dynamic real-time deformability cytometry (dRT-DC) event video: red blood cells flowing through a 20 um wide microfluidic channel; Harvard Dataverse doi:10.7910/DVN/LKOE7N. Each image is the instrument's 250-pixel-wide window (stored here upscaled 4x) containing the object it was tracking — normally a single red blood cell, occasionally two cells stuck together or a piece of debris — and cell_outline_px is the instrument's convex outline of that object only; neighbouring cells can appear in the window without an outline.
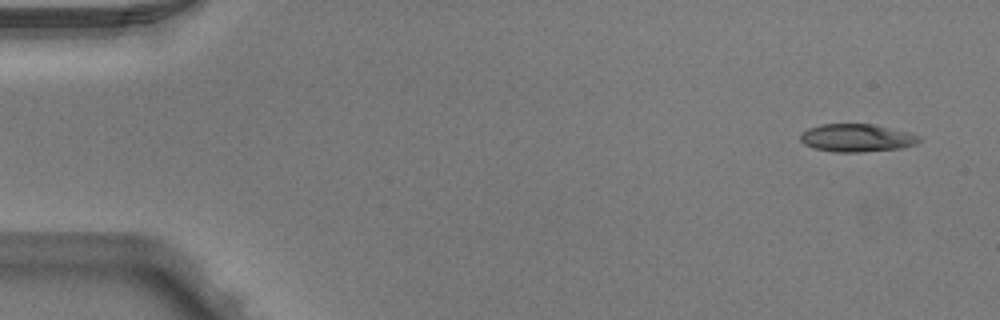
{"species": "Egyptian fruit bat (a non-hibernating species)", "species_latin": "Rousettus aegyptiacus", "temperature_condition": "warm", "stored_images_in_passage": 5, "camera_frame_rate_fps": 3000, "um_per_image_px": 0.085, "animal": {"sex": "male"}, "frame": {"image": 1, "passage_image": 1, "time_ms": 0.0, "image_size_px": [1000, 320], "cell_outline_px": [[920, 140], [916, 144], [900, 148], [860, 152], [836, 152], [812, 148], [804, 144], [800, 140], [800, 136], [808, 128], [820, 124], [872, 124], [908, 132], [920, 136]], "centroid_in_image_um": [72.8, 11.72], "position_along_channel_um": 12.2, "area_um2": 19.19}}
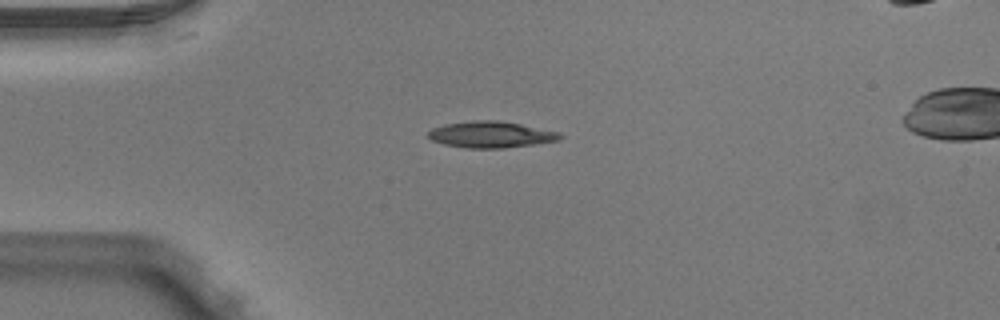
{"frame": {"image": 2, "passage_image": 4, "time_ms": 1.0, "image_size_px": [1000, 320], "cell_outline_px": [[564, 136], [560, 140], [504, 148], [468, 148], [444, 144], [432, 140], [428, 136], [428, 132], [432, 128], [444, 124], [472, 120], [500, 120], [560, 132]], "centroid_in_image_um": [41.73, 11.43], "position_along_channel_um": 43.3, "area_um2": 20.23}}